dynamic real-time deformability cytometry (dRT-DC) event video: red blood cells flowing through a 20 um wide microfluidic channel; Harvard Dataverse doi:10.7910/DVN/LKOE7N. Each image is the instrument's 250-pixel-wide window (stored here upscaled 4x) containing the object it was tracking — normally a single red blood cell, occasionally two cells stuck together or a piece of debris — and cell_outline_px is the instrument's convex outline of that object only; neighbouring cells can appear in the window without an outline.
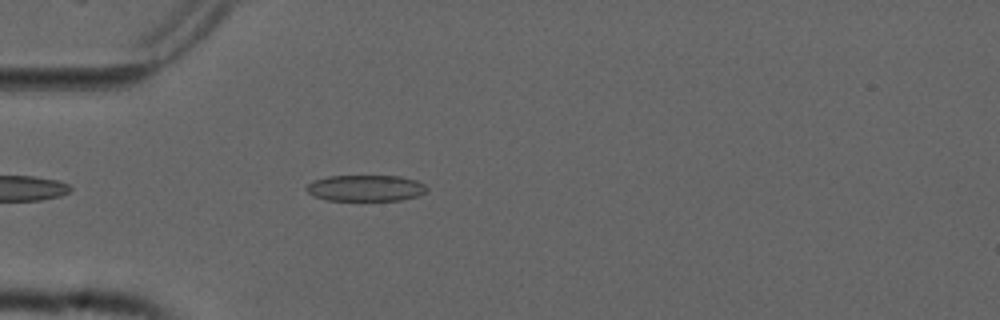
{"species": "common noctule bat (a hibernating species)", "species_latin": "Nyctalus noctula", "temperature_condition": "cold", "stored_images_in_passage": 43, "camera_frame_rate_fps": 3000, "um_per_image_px": 0.085, "animal": {"sex": "male", "forearm_length_mm": 52.5}, "frame": {"image": 1, "passage_image": 5, "time_ms": 1.333, "image_size_px": [1000, 320], "cell_outline_px": [[428, 192], [420, 196], [400, 200], [328, 200], [312, 196], [304, 188], [312, 180], [328, 176], [400, 176], [416, 180], [424, 184], [428, 188]], "centroid_in_image_um": [31.09, 15.99], "position_along_channel_um": 53.9, "area_um2": 18.61}}
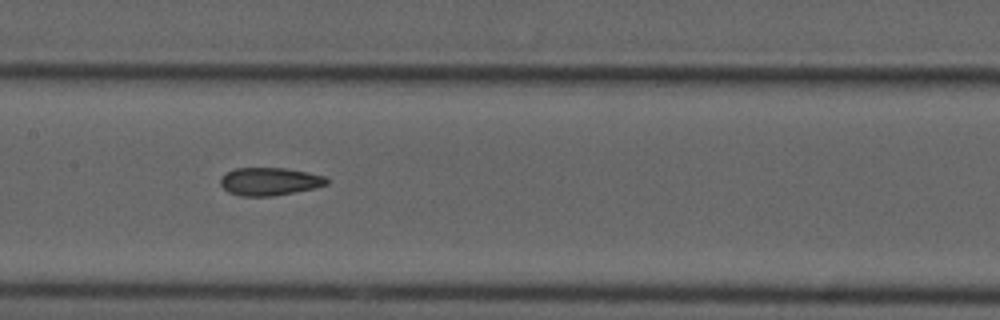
{"frame": {"image": 2, "passage_image": 16, "time_ms": 5.0, "image_size_px": [1000, 320], "cell_outline_px": [[328, 184], [316, 188], [272, 196], [240, 196], [228, 192], [220, 184], [220, 180], [228, 172], [236, 168], [284, 168], [308, 172], [324, 176], [328, 180]], "centroid_in_image_um": [22.94, 15.43], "position_along_channel_um": 184.5, "area_um2": 17.17}}
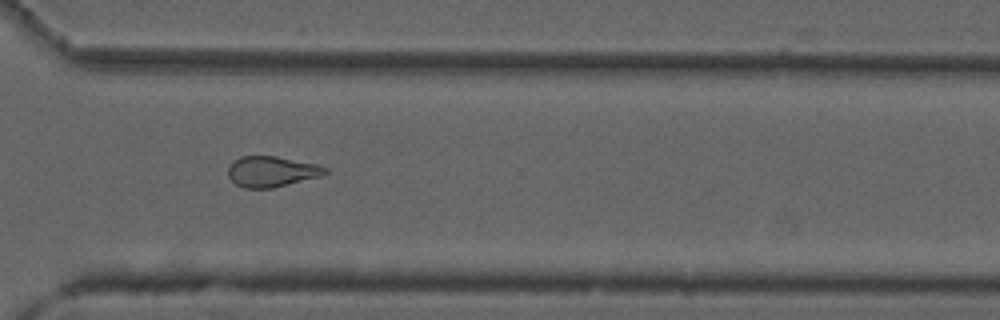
{"frame": {"image": 3, "passage_image": 29, "time_ms": 9.333, "image_size_px": [1000, 320], "cell_outline_px": [[328, 172], [324, 176], [272, 188], [244, 188], [236, 184], [228, 176], [228, 168], [240, 156], [276, 156], [316, 164], [328, 168]], "centroid_in_image_um": [23.13, 14.59], "position_along_channel_um": 347.5, "area_um2": 17.34}, "authors_computed_cell_mechanics": {"area_um2": 18.0336, "velocity_mm_per_s": 3.7804, "shape_relaxation_time_tau1_ms": null, "shape_relaxation_time_tau2_ms": 2.1056, "deformation_change_tau1": null, "deformation_change_tau2": 0.0976}}